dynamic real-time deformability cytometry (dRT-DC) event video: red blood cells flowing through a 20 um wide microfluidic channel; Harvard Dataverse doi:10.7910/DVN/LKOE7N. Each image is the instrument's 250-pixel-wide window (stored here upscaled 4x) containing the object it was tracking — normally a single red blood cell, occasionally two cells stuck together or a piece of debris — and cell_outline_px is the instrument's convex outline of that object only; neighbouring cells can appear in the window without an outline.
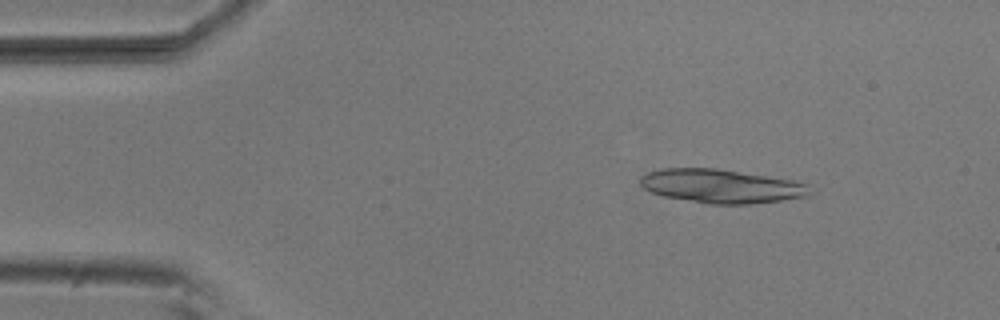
{"species": "common noctule bat (a hibernating species)", "species_latin": "Nyctalus noctula", "temperature_condition": "room temperature", "stored_images_in_passage": 4, "camera_frame_rate_fps": 3000, "um_per_image_px": 0.085, "animal": {"sex": "male", "body_mass_g": 20.5, "forearm_length_mm": 52.5}, "frame": {"image": 1, "passage_image": 2, "time_ms": 0.333, "image_size_px": [1000, 320], "cell_outline_px": [[816, 192], [808, 196], [780, 200], [748, 204], [708, 204], [664, 196], [652, 192], [644, 188], [640, 184], [640, 176], [648, 172], [664, 168], [716, 168], [792, 180], [808, 184]], "centroid_in_image_um": [61.34, 15.82], "position_along_channel_um": 23.7, "area_um2": 33.41}}